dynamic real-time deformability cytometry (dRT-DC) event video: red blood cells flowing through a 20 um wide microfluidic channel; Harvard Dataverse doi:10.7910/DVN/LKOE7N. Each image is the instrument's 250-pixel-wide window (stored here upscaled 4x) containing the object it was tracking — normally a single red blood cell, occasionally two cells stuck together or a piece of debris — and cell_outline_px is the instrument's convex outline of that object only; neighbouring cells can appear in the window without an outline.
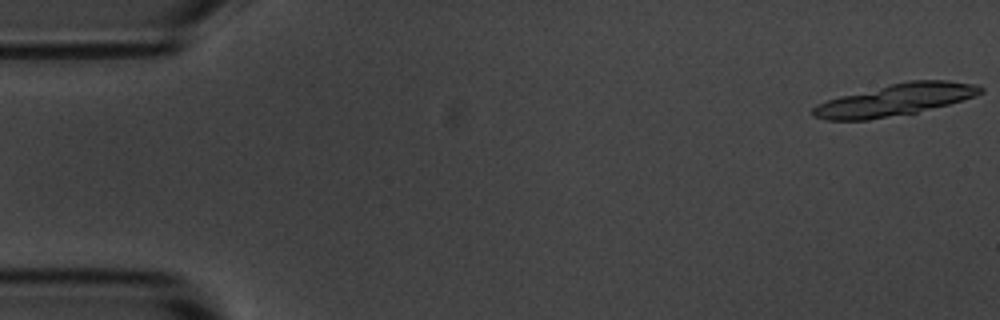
{"species": "common noctule bat (a hibernating species)", "species_latin": "Nyctalus noctula", "temperature_condition": "room temperature", "stored_images_in_passage": 16, "segment_of_instrument_passage": [1, 2], "camera_frame_rate_fps": 3000, "um_per_image_px": 0.085, "animal": {"sex": "male", "body_mass_g": 20.1, "forearm_length_mm": 53.5}, "frame": {"image": 1, "passage_image": 1, "time_ms": 0.0, "image_size_px": [1000, 320], "cell_outline_px": [[984, 92], [976, 96], [948, 104], [916, 112], [868, 120], [828, 120], [812, 116], [812, 108], [816, 104], [840, 96], [908, 80], [948, 80], [976, 84], [984, 88]], "centroid_in_image_um": [76.11, 8.48], "position_along_channel_um": 8.9, "area_um2": 30.87}}